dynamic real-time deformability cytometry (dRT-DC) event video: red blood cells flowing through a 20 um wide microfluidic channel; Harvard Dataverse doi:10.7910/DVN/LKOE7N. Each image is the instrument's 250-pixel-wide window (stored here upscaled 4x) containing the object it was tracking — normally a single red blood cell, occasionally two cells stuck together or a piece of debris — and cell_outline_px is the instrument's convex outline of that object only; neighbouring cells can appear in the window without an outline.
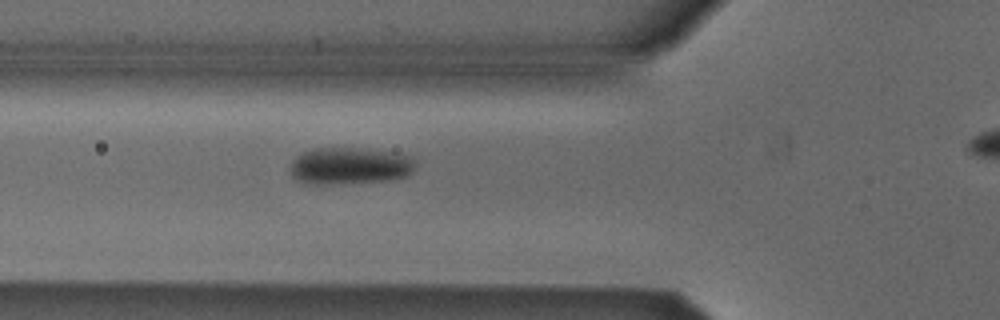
{"species": "Egyptian fruit bat (a non-hibernating species)", "species_latin": "Rousettus aegyptiacus", "temperature_condition": "cold", "stored_images_in_passage": 35, "camera_frame_rate_fps": 3000, "um_per_image_px": 0.085, "animal": {"sex": "male"}, "frame": {"image": 1, "passage_image": 8, "time_ms": 2.333, "image_size_px": [1000, 320], "cell_outline_px": [[416, 164], [412, 172], [408, 176], [388, 180], [324, 184], [308, 184], [296, 180], [292, 176], [292, 160], [296, 156], [312, 148], [352, 148], [392, 152], [408, 156], [416, 160]], "centroid_in_image_um": [29.73, 14.1], "position_along_channel_um": 96.1, "area_um2": 26.76}}
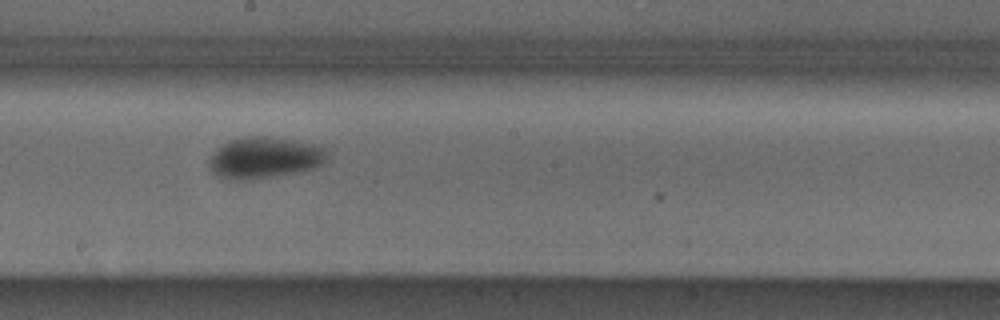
{"frame": {"image": 2, "passage_image": 18, "time_ms": 5.667, "image_size_px": [1000, 320], "cell_outline_px": [[328, 160], [320, 164], [296, 172], [272, 176], [240, 180], [236, 180], [216, 176], [212, 172], [208, 164], [208, 160], [216, 148], [232, 140], [244, 136], [268, 136], [292, 140], [312, 144], [328, 148]], "centroid_in_image_um": [22.46, 13.39], "position_along_channel_um": 225.7, "area_um2": 28.21}}
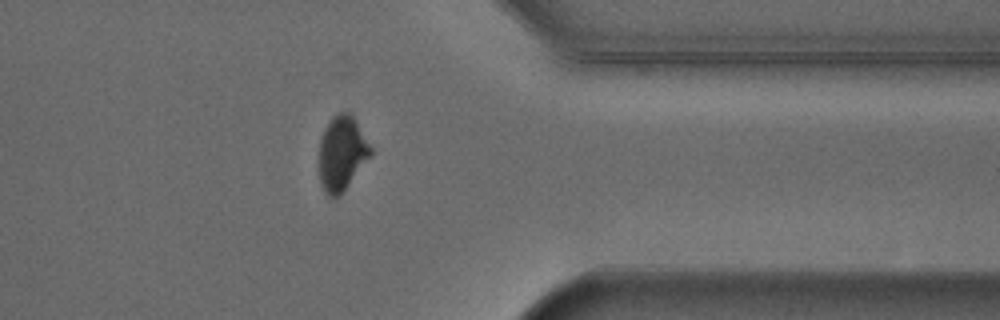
{"frame": {"image": 3, "passage_image": 31, "time_ms": 10.0, "image_size_px": [1000, 320], "cell_outline_px": [[372, 156], [344, 188], [336, 196], [328, 196], [320, 184], [320, 140], [324, 128], [332, 116], [336, 112], [348, 112], [356, 120], [372, 148]], "centroid_in_image_um": [29.07, 12.97], "position_along_channel_um": 382.3, "area_um2": 22.08}}